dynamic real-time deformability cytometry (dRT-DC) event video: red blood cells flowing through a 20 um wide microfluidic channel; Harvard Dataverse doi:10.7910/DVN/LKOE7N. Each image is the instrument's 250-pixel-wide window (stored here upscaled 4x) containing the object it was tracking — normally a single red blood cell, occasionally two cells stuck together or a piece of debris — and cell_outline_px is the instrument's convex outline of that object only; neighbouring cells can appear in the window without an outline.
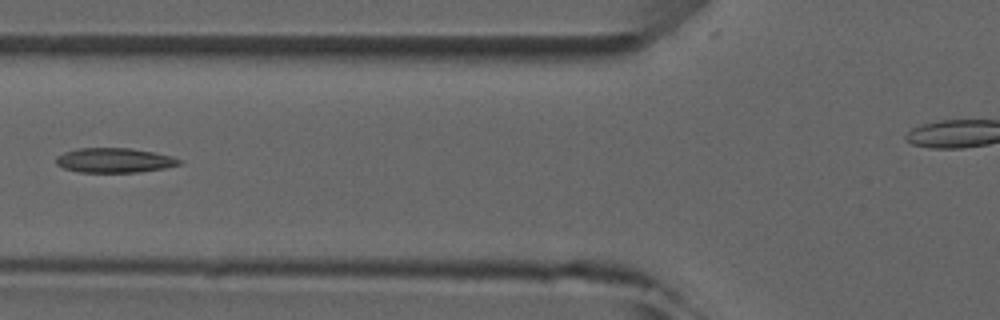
{"species": "common noctule bat (a hibernating species)", "species_latin": "Nyctalus noctula", "temperature_condition": "room temperature", "stored_images_in_passage": 4, "segment_of_instrument_passage": [1, 2], "camera_frame_rate_fps": 3000, "um_per_image_px": 0.085, "animal": {"sex": "male", "forearm_length_mm": 52.5}, "frame": {"image": 1, "passage_image": 3, "time_ms": 2.333, "image_size_px": [1000, 320], "cell_outline_px": [[184, 160], [180, 164], [164, 168], [136, 172], [80, 172], [64, 168], [56, 164], [56, 156], [64, 152], [76, 148], [132, 148], [156, 152], [172, 156]], "centroid_in_image_um": [9.73, 13.61], "position_along_channel_um": 116.1, "area_um2": 17.8}}